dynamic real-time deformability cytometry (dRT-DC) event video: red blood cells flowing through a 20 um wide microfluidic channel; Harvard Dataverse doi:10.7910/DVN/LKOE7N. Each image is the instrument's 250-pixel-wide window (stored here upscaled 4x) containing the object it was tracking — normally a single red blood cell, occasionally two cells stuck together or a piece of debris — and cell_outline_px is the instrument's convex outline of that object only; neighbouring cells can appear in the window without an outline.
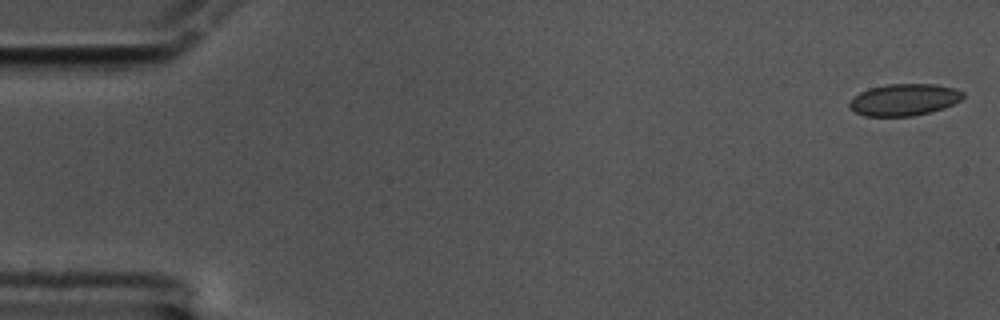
{"species": "common noctule bat (a hibernating species)", "species_latin": "Nyctalus noctula", "temperature_condition": "cold", "stored_images_in_passage": 59, "camera_frame_rate_fps": 3000, "um_per_image_px": 0.085, "animal": {"sex": "male", "body_mass_g": 17.5, "forearm_length_mm": 52.3}, "frame": {"image": 1, "passage_image": 1, "time_ms": 0.0, "image_size_px": [1000, 320], "cell_outline_px": [[964, 96], [960, 100], [944, 108], [932, 112], [912, 116], [864, 116], [848, 108], [848, 104], [860, 92], [868, 88], [888, 84], [936, 84], [956, 88], [964, 92]], "centroid_in_image_um": [76.87, 8.47], "position_along_channel_um": 8.1, "area_um2": 21.15}}
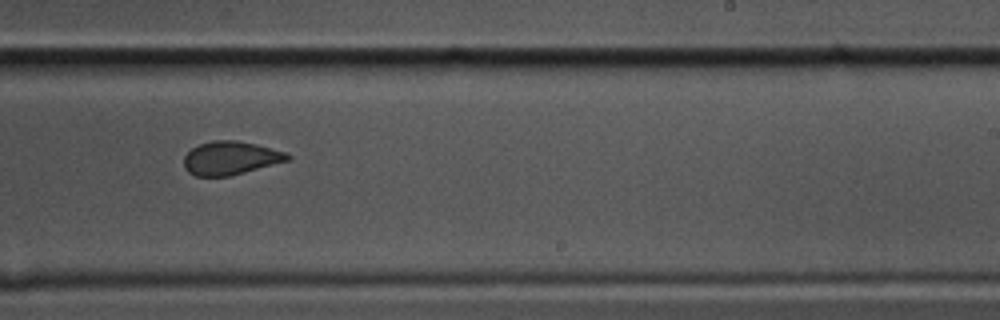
{"frame": {"image": 2, "passage_image": 36, "time_ms": 11.667, "image_size_px": [1000, 320], "cell_outline_px": [[292, 160], [228, 176], [196, 176], [188, 172], [184, 168], [184, 156], [192, 148], [200, 144], [212, 140], [236, 140], [256, 144], [288, 152], [292, 156]], "centroid_in_image_um": [19.63, 13.43], "position_along_channel_um": 269.4, "area_um2": 20.35}}
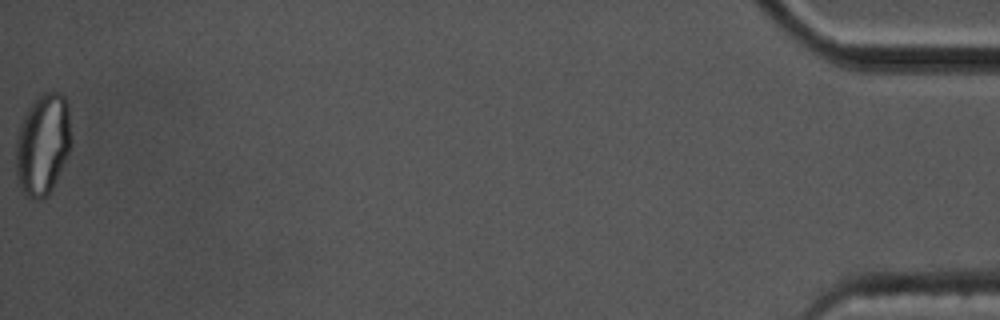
{"frame": {"image": 3, "passage_image": 59, "time_ms": 19.333, "image_size_px": [1000, 320], "cell_outline_px": [[72, 144], [68, 156], [48, 196], [40, 200], [36, 200], [24, 196], [16, 176], [16, 140], [20, 124], [28, 108], [44, 92], [60, 92], [64, 96], [68, 104], [72, 140]], "centroid_in_image_um": [3.65, 12.3], "position_along_channel_um": 431.5, "area_um2": 33.06}, "authors_computed_cell_mechanics": {"area_um2": 21.1548, "velocity_mm_per_s": 3.402, "shape_relaxation_time_tau1_ms": 3.6246, "shape_relaxation_time_tau2_ms": 1.7179, "deformation_change_tau1": 0.0834, "deformation_change_tau2": 0.0574}}